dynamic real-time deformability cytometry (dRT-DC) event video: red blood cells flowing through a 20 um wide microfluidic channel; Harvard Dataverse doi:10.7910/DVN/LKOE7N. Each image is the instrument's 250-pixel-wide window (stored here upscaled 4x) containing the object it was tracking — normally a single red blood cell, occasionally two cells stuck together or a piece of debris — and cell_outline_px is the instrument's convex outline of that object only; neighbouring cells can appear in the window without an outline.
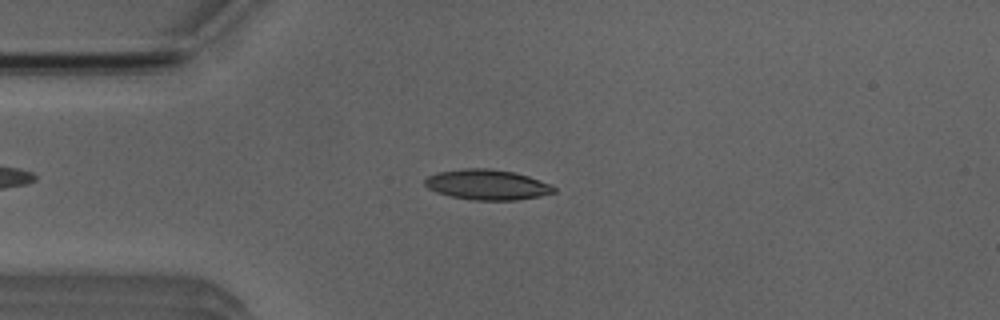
{"species": "Egyptian fruit bat (a non-hibernating species)", "species_latin": "Rousettus aegyptiacus", "temperature_condition": "room temperature", "stored_images_in_passage": 2, "camera_frame_rate_fps": 3000, "um_per_image_px": 0.085, "animal": {"sex": "male"}, "frame": {"image": 1, "passage_image": 2, "time_ms": 1.667, "image_size_px": [1000, 320], "cell_outline_px": [[556, 192], [540, 196], [516, 200], [472, 200], [452, 196], [436, 192], [428, 188], [424, 184], [424, 180], [428, 176], [436, 172], [464, 168], [492, 168], [512, 172], [528, 176], [552, 184], [556, 188]], "centroid_in_image_um": [41.41, 15.69], "position_along_channel_um": 43.6, "area_um2": 22.89}}